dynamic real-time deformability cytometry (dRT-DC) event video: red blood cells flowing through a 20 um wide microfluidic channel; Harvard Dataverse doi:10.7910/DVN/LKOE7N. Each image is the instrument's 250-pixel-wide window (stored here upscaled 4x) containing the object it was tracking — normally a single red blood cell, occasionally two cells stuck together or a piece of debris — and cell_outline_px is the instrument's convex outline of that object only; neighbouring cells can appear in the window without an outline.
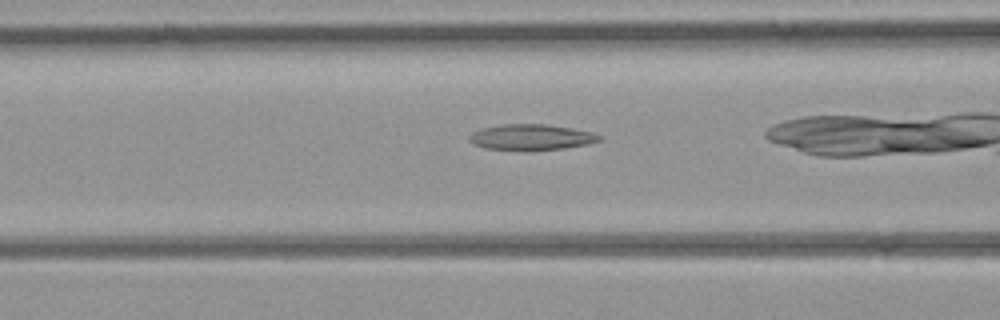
{"species": "common noctule bat (a hibernating species)", "species_latin": "Nyctalus noctula", "temperature_condition": "room temperature", "stored_images_in_passage": 31, "camera_frame_rate_fps": 3000, "um_per_image_px": 0.085, "animal": {"sex": "female", "body_mass_g": 21.9}, "frame": {"image": 1, "passage_image": 14, "time_ms": 4.333, "image_size_px": [1000, 320], "cell_outline_px": [[604, 140], [588, 144], [564, 148], [484, 148], [472, 144], [468, 140], [468, 136], [472, 132], [480, 128], [500, 124], [544, 124], [572, 128], [592, 132], [600, 136]], "centroid_in_image_um": [45.14, 11.62], "position_along_channel_um": 121.5, "area_um2": 19.02}}
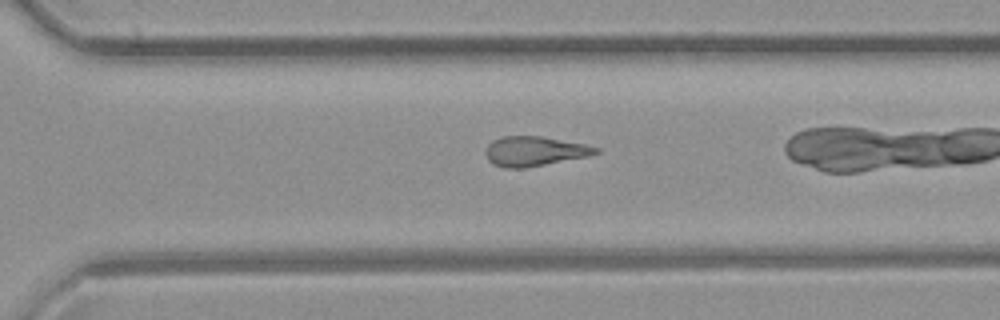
{"frame": {"image": 2, "passage_image": 27, "time_ms": 8.667, "image_size_px": [1000, 320], "cell_outline_px": [[600, 152], [588, 156], [524, 168], [504, 168], [492, 164], [488, 160], [484, 152], [488, 144], [492, 140], [504, 136], [540, 136], [584, 144], [600, 148]], "centroid_in_image_um": [45.39, 12.85], "position_along_channel_um": 325.2, "area_um2": 19.02}}